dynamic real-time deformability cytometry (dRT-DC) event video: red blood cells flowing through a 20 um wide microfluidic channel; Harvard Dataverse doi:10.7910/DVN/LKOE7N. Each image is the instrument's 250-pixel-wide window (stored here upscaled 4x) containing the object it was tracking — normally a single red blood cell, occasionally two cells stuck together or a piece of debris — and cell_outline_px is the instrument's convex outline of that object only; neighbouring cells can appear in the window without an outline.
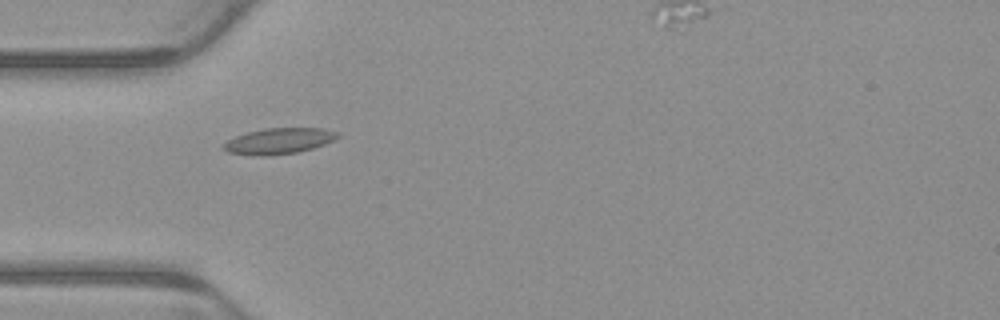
{"species": "common noctule bat (a hibernating species)", "species_latin": "Nyctalus noctula", "temperature_condition": "warm", "stored_images_in_passage": 4, "camera_frame_rate_fps": 3000, "um_per_image_px": 0.085, "animal": {"sex": "male", "body_mass_g": 23.1, "forearm_length_mm": 52.7}, "frame": {"image": 1, "passage_image": 3, "time_ms": 0.667, "image_size_px": [1000, 320], "cell_outline_px": [[340, 136], [324, 144], [312, 148], [296, 152], [268, 156], [264, 156], [228, 152], [220, 148], [228, 140], [236, 136], [248, 132], [264, 128], [324, 128], [340, 132]], "centroid_in_image_um": [23.72, 11.97], "position_along_channel_um": 61.3, "area_um2": 17.11}}
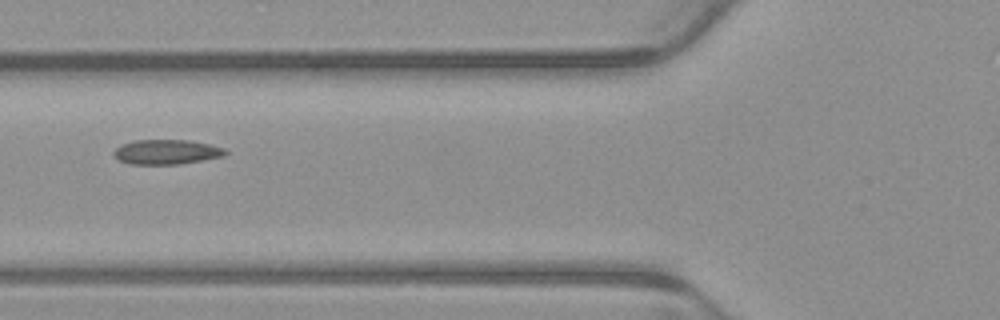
{"frame": {"image": 2, "passage_image": 4, "time_ms": 1.0, "image_size_px": [1000, 320], "cell_outline_px": [[228, 152], [224, 156], [180, 164], [128, 164], [120, 160], [112, 152], [120, 144], [136, 140], [188, 140], [208, 144], [224, 148]], "centroid_in_image_um": [14.14, 12.91], "position_along_channel_um": 111.7, "area_um2": 16.01}}